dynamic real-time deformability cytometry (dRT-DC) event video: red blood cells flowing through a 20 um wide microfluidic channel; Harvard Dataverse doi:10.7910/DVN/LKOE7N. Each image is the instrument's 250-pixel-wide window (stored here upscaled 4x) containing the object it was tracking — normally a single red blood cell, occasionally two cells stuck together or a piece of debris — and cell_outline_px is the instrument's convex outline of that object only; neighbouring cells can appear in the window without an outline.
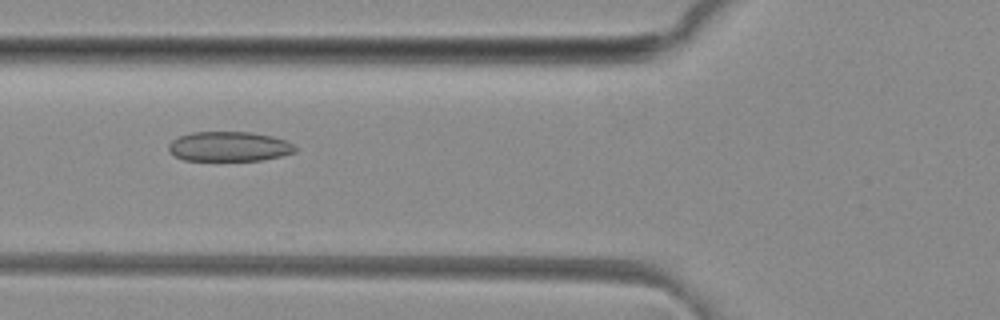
{"species": "common noctule bat (a hibernating species)", "species_latin": "Nyctalus noctula", "temperature_condition": "room temperature", "stored_images_in_passage": 31, "camera_frame_rate_fps": 3000, "um_per_image_px": 0.085, "animal": {"sex": "female", "body_mass_g": 29.2, "forearm_length_mm": 56.3}, "frame": {"image": 1, "passage_image": 5, "time_ms": 1.333, "image_size_px": [1000, 320], "cell_outline_px": [[296, 152], [280, 156], [260, 160], [184, 160], [176, 156], [168, 148], [168, 144], [172, 140], [180, 136], [192, 132], [252, 132], [272, 136], [284, 140], [292, 144], [296, 148]], "centroid_in_image_um": [19.47, 12.44], "position_along_channel_um": 106.3, "area_um2": 21.73}}
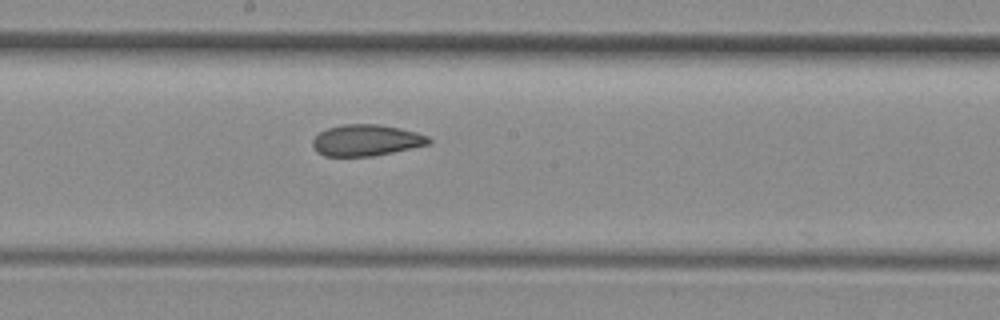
{"frame": {"image": 2, "passage_image": 13, "time_ms": 4.0, "image_size_px": [1000, 320], "cell_outline_px": [[432, 140], [428, 144], [392, 152], [372, 156], [324, 156], [316, 152], [312, 144], [312, 140], [320, 132], [328, 128], [344, 124], [380, 124], [400, 128], [416, 132], [428, 136]], "centroid_in_image_um": [31.11, 11.92], "position_along_channel_um": 217.1, "area_um2": 21.1}}
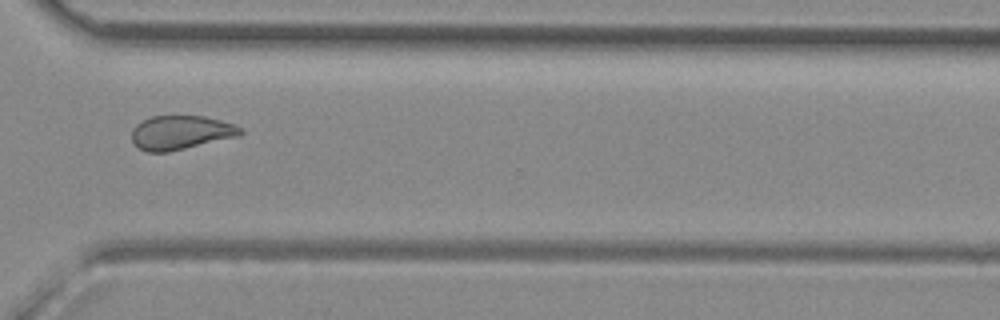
{"frame": {"image": 3, "passage_image": 23, "time_ms": 7.333, "image_size_px": [1000, 320], "cell_outline_px": [[244, 132], [236, 136], [168, 152], [148, 152], [140, 148], [132, 140], [132, 128], [136, 124], [152, 116], [204, 116], [220, 120], [232, 124], [240, 128]], "centroid_in_image_um": [15.32, 11.26], "position_along_channel_um": 355.3, "area_um2": 21.1}, "authors_computed_cell_mechanics": {"area_um2": 21.675, "velocity_mm_per_s": 4.1418, "shape_relaxation_time_tau1_ms": null, "shape_relaxation_time_tau2_ms": 2.5027, "deformation_change_tau1": null, "deformation_change_tau2": 0.0854}}